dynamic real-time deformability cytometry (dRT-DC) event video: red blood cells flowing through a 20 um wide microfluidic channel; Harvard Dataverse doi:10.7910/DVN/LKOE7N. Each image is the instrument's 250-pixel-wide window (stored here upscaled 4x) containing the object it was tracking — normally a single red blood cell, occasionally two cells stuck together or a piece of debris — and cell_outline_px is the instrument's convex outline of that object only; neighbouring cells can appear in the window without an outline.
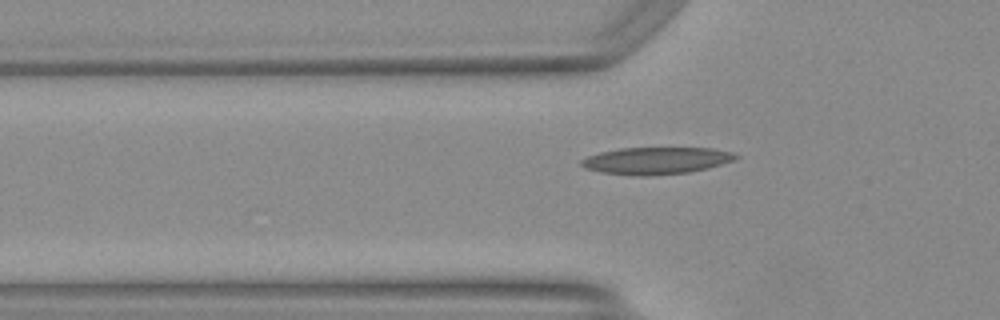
{"species": "Egyptian fruit bat (a non-hibernating species)", "species_latin": "Rousettus aegyptiacus", "temperature_condition": "warm", "stored_images_in_passage": 33, "camera_frame_rate_fps": 3000, "um_per_image_px": 0.085, "animal": {"sex": "female"}, "frame": {"image": 1, "passage_image": 4, "time_ms": 1.0, "image_size_px": [1000, 320], "cell_outline_px": [[740, 156], [732, 160], [708, 168], [688, 172], [648, 176], [632, 176], [600, 172], [584, 168], [580, 164], [580, 160], [588, 156], [600, 152], [620, 148], [712, 148], [732, 152]], "centroid_in_image_um": [55.73, 13.66], "position_along_channel_um": 70.1, "area_um2": 24.33}}
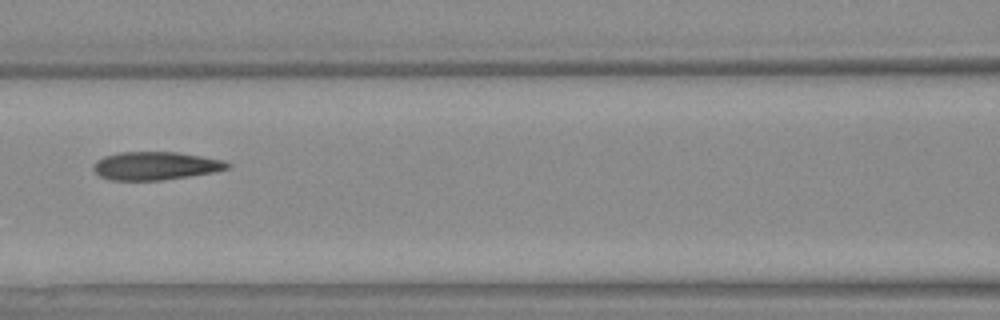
{"frame": {"image": 2, "passage_image": 10, "time_ms": 3.0, "image_size_px": [1000, 320], "cell_outline_px": [[232, 164], [228, 168], [212, 172], [188, 176], [160, 180], [112, 180], [100, 176], [92, 168], [96, 160], [104, 156], [120, 152], [176, 152], [224, 160]], "centroid_in_image_um": [13.2, 14.09], "position_along_channel_um": 153.4, "area_um2": 21.79}}
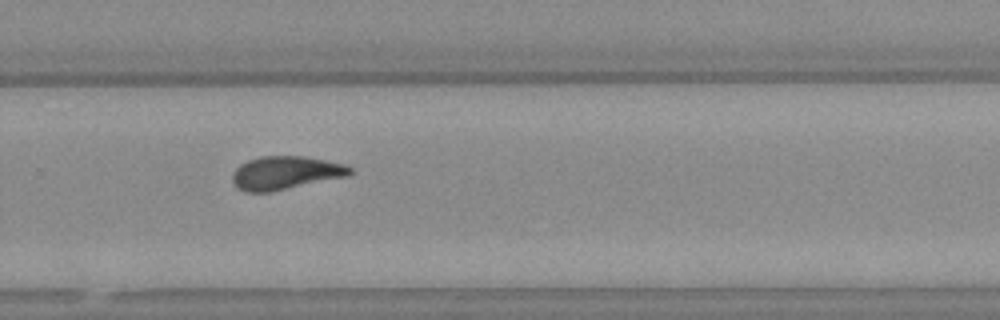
{"frame": {"image": 3, "passage_image": 21, "time_ms": 6.667, "image_size_px": [1000, 320], "cell_outline_px": [[352, 172], [348, 176], [272, 192], [244, 192], [236, 188], [232, 180], [232, 172], [240, 164], [248, 160], [260, 156], [304, 156], [324, 160], [340, 164], [352, 168]], "centroid_in_image_um": [24.21, 14.71], "position_along_channel_um": 305.6, "area_um2": 22.89}}